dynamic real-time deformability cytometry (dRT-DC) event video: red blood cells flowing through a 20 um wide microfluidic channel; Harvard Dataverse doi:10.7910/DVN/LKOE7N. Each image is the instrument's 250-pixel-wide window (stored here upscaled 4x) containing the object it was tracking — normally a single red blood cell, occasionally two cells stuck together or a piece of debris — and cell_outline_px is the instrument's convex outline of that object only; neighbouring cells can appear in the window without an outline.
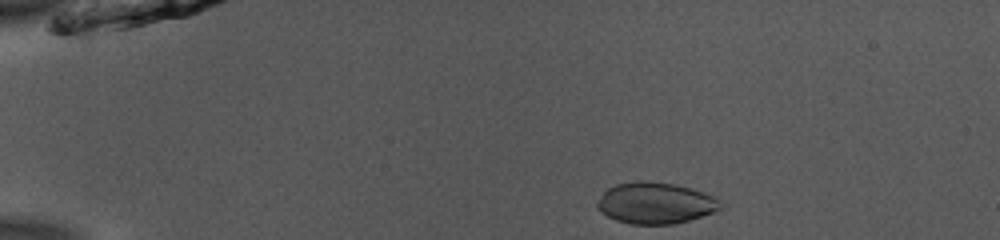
{"species": "common noctule bat (a hibernating species)", "species_latin": "Nyctalus noctula", "temperature_condition": "room temperature", "stored_images_in_passage": 44, "camera_frame_rate_fps": 3000, "um_per_image_px": 0.085, "animal": {"sex": "male", "body_mass_g": 13.0, "forearm_length_mm": 53.1}, "frame": {"image": 1, "passage_image": 2, "time_ms": 0.333, "image_size_px": [1000, 240], "cell_outline_px": [[724, 208], [716, 212], [688, 220], [672, 224], [632, 224], [616, 220], [600, 212], [596, 208], [596, 204], [604, 192], [608, 188], [616, 184], [640, 180], [672, 184], [692, 188], [704, 192], [724, 200]], "centroid_in_image_um": [55.77, 17.26], "position_along_channel_um": 29.2, "area_um2": 29.94}}
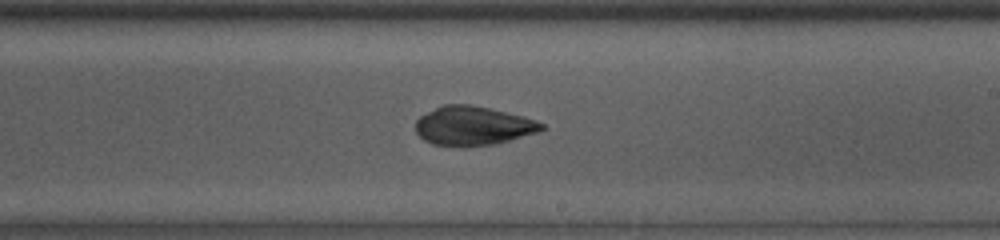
{"frame": {"image": 2, "passage_image": 24, "time_ms": 7.667, "image_size_px": [1000, 240], "cell_outline_px": [[544, 128], [540, 132], [496, 144], [432, 144], [424, 140], [416, 132], [416, 120], [420, 116], [444, 104], [468, 104], [488, 108], [524, 116], [536, 120], [544, 124]], "centroid_in_image_um": [40.25, 10.67], "position_along_channel_um": 248.8, "area_um2": 28.03}}
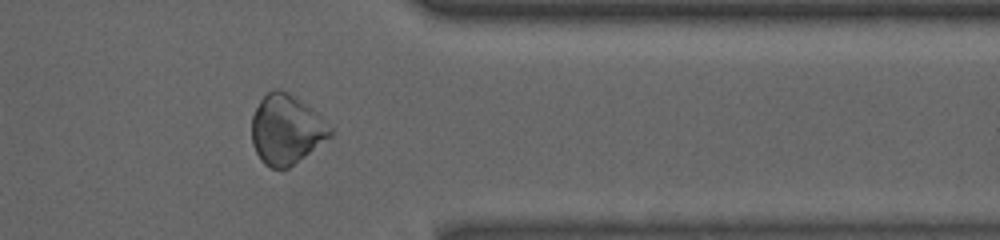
{"frame": {"image": 3, "passage_image": 35, "time_ms": 11.333, "image_size_px": [1000, 240], "cell_outline_px": [[332, 136], [288, 168], [272, 168], [264, 164], [260, 160], [252, 144], [252, 116], [260, 100], [268, 92], [276, 88], [292, 92], [316, 112], [332, 128]], "centroid_in_image_um": [24.33, 10.99], "position_along_channel_um": 387.1, "area_um2": 31.85}}